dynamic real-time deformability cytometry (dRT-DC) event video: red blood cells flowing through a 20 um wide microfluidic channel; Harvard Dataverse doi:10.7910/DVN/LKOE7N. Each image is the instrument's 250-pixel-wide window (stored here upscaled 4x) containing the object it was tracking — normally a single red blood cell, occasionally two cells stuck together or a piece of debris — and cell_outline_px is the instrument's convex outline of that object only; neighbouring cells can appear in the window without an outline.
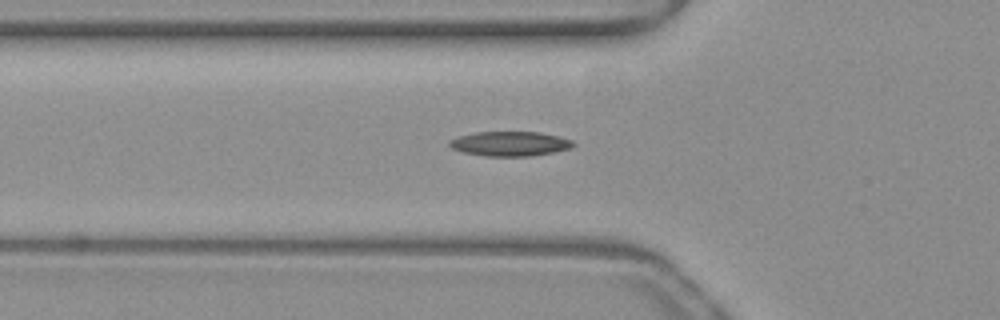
{"species": "common noctule bat (a hibernating species)", "species_latin": "Nyctalus noctula", "temperature_condition": "warm", "stored_images_in_passage": 37, "camera_frame_rate_fps": 3000, "um_per_image_px": 0.085, "animal": {"sex": "female", "body_mass_g": 19.3, "forearm_length_mm": 54.1}, "frame": {"image": 1, "passage_image": 3, "time_ms": 0.667, "image_size_px": [1000, 320], "cell_outline_px": [[576, 144], [572, 148], [532, 156], [484, 156], [464, 152], [452, 148], [448, 144], [448, 140], [460, 136], [476, 132], [540, 132], [560, 136], [572, 140]], "centroid_in_image_um": [43.37, 12.21], "position_along_channel_um": 82.4, "area_um2": 17.8}}
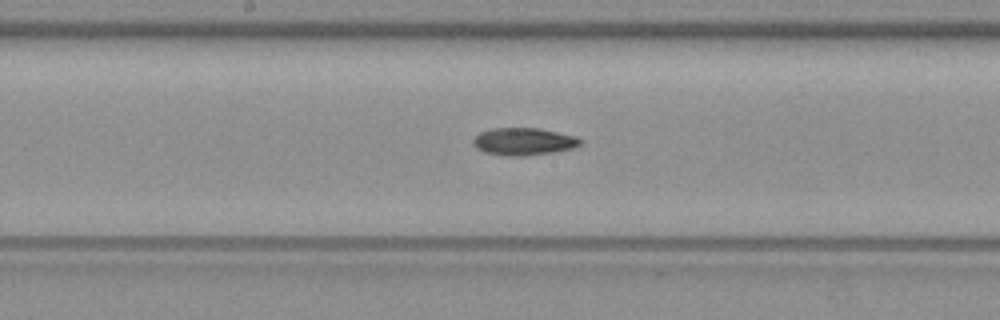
{"frame": {"image": 2, "passage_image": 12, "time_ms": 3.667, "image_size_px": [1000, 320], "cell_outline_px": [[584, 140], [580, 144], [572, 148], [552, 152], [524, 156], [508, 156], [484, 152], [476, 148], [472, 144], [472, 140], [480, 132], [492, 128], [540, 128], [576, 136]], "centroid_in_image_um": [44.5, 12.02], "position_along_channel_um": 203.7, "area_um2": 17.17}}
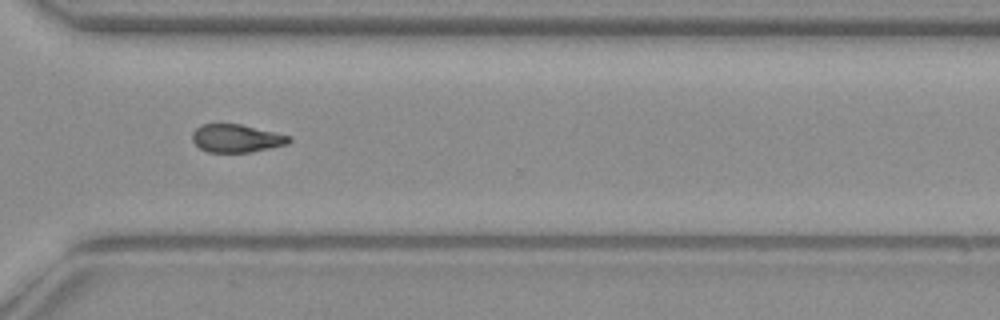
{"frame": {"image": 3, "passage_image": 23, "time_ms": 7.333, "image_size_px": [1000, 320], "cell_outline_px": [[292, 140], [288, 144], [252, 152], [208, 152], [200, 148], [192, 140], [192, 132], [200, 124], [240, 124], [292, 136]], "centroid_in_image_um": [20.11, 11.76], "position_along_channel_um": 350.5, "area_um2": 15.84}, "authors_computed_cell_mechanics": {"area_um2": 16.6464, "velocity_mm_per_s": 4.006, "shape_relaxation_time_tau1_ms": 3.4003, "shape_relaxation_time_tau2_ms": null, "deformation_change_tau1": 0.1106, "deformation_change_tau2": null}}